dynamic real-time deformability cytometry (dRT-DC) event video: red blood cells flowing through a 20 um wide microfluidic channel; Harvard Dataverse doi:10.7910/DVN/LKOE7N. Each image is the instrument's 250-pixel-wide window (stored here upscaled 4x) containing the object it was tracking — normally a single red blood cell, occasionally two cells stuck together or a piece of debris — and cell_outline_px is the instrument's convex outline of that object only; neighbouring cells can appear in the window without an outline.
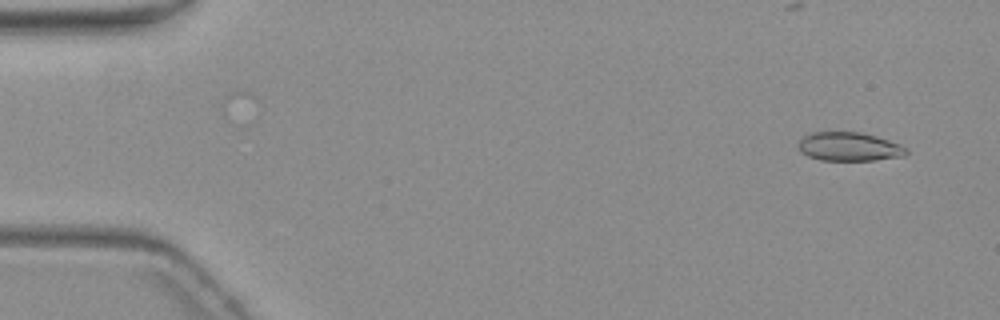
{"species": "common noctule bat (a hibernating species)", "species_latin": "Nyctalus noctula", "temperature_condition": "warm", "stored_images_in_passage": 5, "camera_frame_rate_fps": 3000, "um_per_image_px": 0.085, "animal": {"sex": "female", "body_mass_g": 19.3, "forearm_length_mm": 54.1}, "frame": {"image": 1, "passage_image": 1, "time_ms": 0.0, "image_size_px": [1000, 320], "cell_outline_px": [[908, 152], [904, 156], [872, 160], [820, 160], [808, 156], [800, 152], [796, 144], [804, 136], [812, 132], [860, 132], [876, 136], [900, 144], [908, 148]], "centroid_in_image_um": [72.16, 12.46], "position_along_channel_um": 12.8, "area_um2": 18.15}}
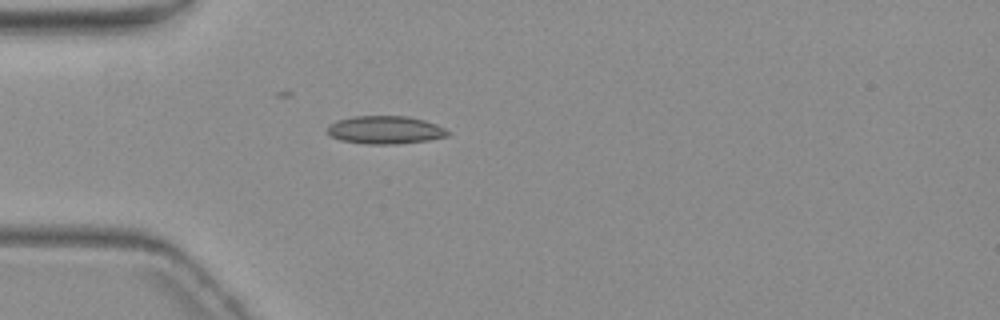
{"frame": {"image": 2, "passage_image": 4, "time_ms": 4.333, "image_size_px": [1000, 320], "cell_outline_px": [[452, 132], [448, 136], [428, 140], [396, 144], [364, 144], [340, 140], [332, 136], [328, 132], [328, 124], [336, 120], [352, 116], [408, 116], [424, 120], [436, 124]], "centroid_in_image_um": [32.75, 11.04], "position_along_channel_um": 52.3, "area_um2": 19.77}}